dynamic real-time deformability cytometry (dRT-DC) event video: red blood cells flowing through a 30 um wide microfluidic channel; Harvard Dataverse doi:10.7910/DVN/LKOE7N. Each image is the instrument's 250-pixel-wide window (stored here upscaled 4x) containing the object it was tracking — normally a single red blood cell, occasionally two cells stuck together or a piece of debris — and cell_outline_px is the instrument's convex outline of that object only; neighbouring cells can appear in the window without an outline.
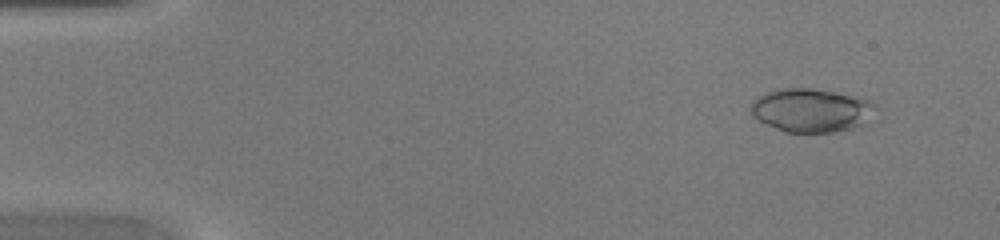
{"species": "common noctule bat (a hibernating species)", "species_latin": "Nyctalus noctula", "temperature_condition": "warm", "stored_images_in_passage": 44, "camera_frame_rate_fps": 3000, "um_per_image_px": 0.085, "animal": {"sex": "female", "body_mass_g": 20.0, "forearm_length_mm": 54.0}, "frame": {"image": 1, "passage_image": 4, "time_ms": 1.0, "image_size_px": [1000, 240], "cell_outline_px": [[880, 108], [860, 124], [852, 128], [836, 132], [784, 132], [764, 124], [756, 120], [752, 116], [748, 108], [752, 100], [756, 96], [768, 92], [784, 88], [812, 88], [836, 92], [872, 100]], "centroid_in_image_um": [68.91, 9.37], "position_along_channel_um": 16.1, "area_um2": 32.08}}